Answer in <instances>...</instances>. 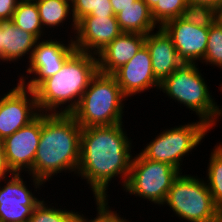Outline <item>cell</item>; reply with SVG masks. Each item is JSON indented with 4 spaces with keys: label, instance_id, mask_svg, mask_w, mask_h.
<instances>
[{
    "label": "cell",
    "instance_id": "cell-1",
    "mask_svg": "<svg viewBox=\"0 0 222 222\" xmlns=\"http://www.w3.org/2000/svg\"><path fill=\"white\" fill-rule=\"evenodd\" d=\"M123 126V127H122ZM123 123L82 128L77 175L86 180L94 198H107L116 177L124 188L132 162V141Z\"/></svg>",
    "mask_w": 222,
    "mask_h": 222
},
{
    "label": "cell",
    "instance_id": "cell-2",
    "mask_svg": "<svg viewBox=\"0 0 222 222\" xmlns=\"http://www.w3.org/2000/svg\"><path fill=\"white\" fill-rule=\"evenodd\" d=\"M82 127L71 114L42 113L40 142L32 169L34 191L58 173H77L80 163Z\"/></svg>",
    "mask_w": 222,
    "mask_h": 222
},
{
    "label": "cell",
    "instance_id": "cell-3",
    "mask_svg": "<svg viewBox=\"0 0 222 222\" xmlns=\"http://www.w3.org/2000/svg\"><path fill=\"white\" fill-rule=\"evenodd\" d=\"M97 72V55L76 50L58 73L34 90L40 113L70 114Z\"/></svg>",
    "mask_w": 222,
    "mask_h": 222
},
{
    "label": "cell",
    "instance_id": "cell-4",
    "mask_svg": "<svg viewBox=\"0 0 222 222\" xmlns=\"http://www.w3.org/2000/svg\"><path fill=\"white\" fill-rule=\"evenodd\" d=\"M126 100L112 74L97 72L70 114L82 128L119 124Z\"/></svg>",
    "mask_w": 222,
    "mask_h": 222
},
{
    "label": "cell",
    "instance_id": "cell-5",
    "mask_svg": "<svg viewBox=\"0 0 222 222\" xmlns=\"http://www.w3.org/2000/svg\"><path fill=\"white\" fill-rule=\"evenodd\" d=\"M197 66L198 63H183L160 83L159 90L168 98L196 112L199 119L213 128L217 124L216 121L221 119L222 108H219L210 95L212 93L209 86Z\"/></svg>",
    "mask_w": 222,
    "mask_h": 222
},
{
    "label": "cell",
    "instance_id": "cell-6",
    "mask_svg": "<svg viewBox=\"0 0 222 222\" xmlns=\"http://www.w3.org/2000/svg\"><path fill=\"white\" fill-rule=\"evenodd\" d=\"M165 204L188 222H222V212L214 204L206 181L198 176L181 172L168 190Z\"/></svg>",
    "mask_w": 222,
    "mask_h": 222
},
{
    "label": "cell",
    "instance_id": "cell-7",
    "mask_svg": "<svg viewBox=\"0 0 222 222\" xmlns=\"http://www.w3.org/2000/svg\"><path fill=\"white\" fill-rule=\"evenodd\" d=\"M210 129L212 128L201 119L174 128H166L149 144L147 143L140 153L151 161L167 163L181 172L182 159L199 144L201 145L202 139L211 131Z\"/></svg>",
    "mask_w": 222,
    "mask_h": 222
},
{
    "label": "cell",
    "instance_id": "cell-8",
    "mask_svg": "<svg viewBox=\"0 0 222 222\" xmlns=\"http://www.w3.org/2000/svg\"><path fill=\"white\" fill-rule=\"evenodd\" d=\"M180 173L177 168L167 163L151 161L139 153L132 158L123 190L161 207L168 190Z\"/></svg>",
    "mask_w": 222,
    "mask_h": 222
},
{
    "label": "cell",
    "instance_id": "cell-9",
    "mask_svg": "<svg viewBox=\"0 0 222 222\" xmlns=\"http://www.w3.org/2000/svg\"><path fill=\"white\" fill-rule=\"evenodd\" d=\"M67 42L64 44L63 41L54 40L52 37L42 41L39 39L28 61L26 76H29L26 77L23 73L24 76H20L18 83L34 91L45 79L58 73L65 61L76 51L73 38Z\"/></svg>",
    "mask_w": 222,
    "mask_h": 222
},
{
    "label": "cell",
    "instance_id": "cell-10",
    "mask_svg": "<svg viewBox=\"0 0 222 222\" xmlns=\"http://www.w3.org/2000/svg\"><path fill=\"white\" fill-rule=\"evenodd\" d=\"M39 114L35 92L17 83L7 94L0 96V139L28 125Z\"/></svg>",
    "mask_w": 222,
    "mask_h": 222
},
{
    "label": "cell",
    "instance_id": "cell-11",
    "mask_svg": "<svg viewBox=\"0 0 222 222\" xmlns=\"http://www.w3.org/2000/svg\"><path fill=\"white\" fill-rule=\"evenodd\" d=\"M41 130L42 113L28 125L2 140L6 162L13 173H28L32 169Z\"/></svg>",
    "mask_w": 222,
    "mask_h": 222
},
{
    "label": "cell",
    "instance_id": "cell-12",
    "mask_svg": "<svg viewBox=\"0 0 222 222\" xmlns=\"http://www.w3.org/2000/svg\"><path fill=\"white\" fill-rule=\"evenodd\" d=\"M1 181L5 185H0V222H28L42 200L27 187L21 173H13Z\"/></svg>",
    "mask_w": 222,
    "mask_h": 222
},
{
    "label": "cell",
    "instance_id": "cell-13",
    "mask_svg": "<svg viewBox=\"0 0 222 222\" xmlns=\"http://www.w3.org/2000/svg\"><path fill=\"white\" fill-rule=\"evenodd\" d=\"M121 33L116 17L86 15L76 23L70 38L77 51L97 55Z\"/></svg>",
    "mask_w": 222,
    "mask_h": 222
},
{
    "label": "cell",
    "instance_id": "cell-14",
    "mask_svg": "<svg viewBox=\"0 0 222 222\" xmlns=\"http://www.w3.org/2000/svg\"><path fill=\"white\" fill-rule=\"evenodd\" d=\"M126 98L141 94L151 88L159 90L152 69L151 55L144 44L137 54L112 74Z\"/></svg>",
    "mask_w": 222,
    "mask_h": 222
},
{
    "label": "cell",
    "instance_id": "cell-15",
    "mask_svg": "<svg viewBox=\"0 0 222 222\" xmlns=\"http://www.w3.org/2000/svg\"><path fill=\"white\" fill-rule=\"evenodd\" d=\"M162 28L171 37L183 63L202 62L206 53L209 28L198 27L180 17L169 20Z\"/></svg>",
    "mask_w": 222,
    "mask_h": 222
},
{
    "label": "cell",
    "instance_id": "cell-16",
    "mask_svg": "<svg viewBox=\"0 0 222 222\" xmlns=\"http://www.w3.org/2000/svg\"><path fill=\"white\" fill-rule=\"evenodd\" d=\"M145 45L150 52L154 76L159 83L183 64L171 37L162 27L146 35Z\"/></svg>",
    "mask_w": 222,
    "mask_h": 222
},
{
    "label": "cell",
    "instance_id": "cell-17",
    "mask_svg": "<svg viewBox=\"0 0 222 222\" xmlns=\"http://www.w3.org/2000/svg\"><path fill=\"white\" fill-rule=\"evenodd\" d=\"M146 35L122 32L97 54L98 72L113 74L132 59L145 44Z\"/></svg>",
    "mask_w": 222,
    "mask_h": 222
},
{
    "label": "cell",
    "instance_id": "cell-18",
    "mask_svg": "<svg viewBox=\"0 0 222 222\" xmlns=\"http://www.w3.org/2000/svg\"><path fill=\"white\" fill-rule=\"evenodd\" d=\"M38 39L31 33L23 31L11 20L2 21L0 26V61L17 62L28 56L30 60ZM19 59V60H18Z\"/></svg>",
    "mask_w": 222,
    "mask_h": 222
},
{
    "label": "cell",
    "instance_id": "cell-19",
    "mask_svg": "<svg viewBox=\"0 0 222 222\" xmlns=\"http://www.w3.org/2000/svg\"><path fill=\"white\" fill-rule=\"evenodd\" d=\"M115 16L122 32L147 35L159 28L152 17L151 9L143 0H137Z\"/></svg>",
    "mask_w": 222,
    "mask_h": 222
},
{
    "label": "cell",
    "instance_id": "cell-20",
    "mask_svg": "<svg viewBox=\"0 0 222 222\" xmlns=\"http://www.w3.org/2000/svg\"><path fill=\"white\" fill-rule=\"evenodd\" d=\"M39 11L40 20L43 30L45 28H56L66 22L72 20L71 33L76 32V23L72 15L71 0H35ZM70 17V18H68ZM72 17V18H71ZM67 19V20H66ZM48 26V27H47Z\"/></svg>",
    "mask_w": 222,
    "mask_h": 222
},
{
    "label": "cell",
    "instance_id": "cell-21",
    "mask_svg": "<svg viewBox=\"0 0 222 222\" xmlns=\"http://www.w3.org/2000/svg\"><path fill=\"white\" fill-rule=\"evenodd\" d=\"M11 21L23 31L33 34L38 40L44 36V30L35 0L18 1Z\"/></svg>",
    "mask_w": 222,
    "mask_h": 222
},
{
    "label": "cell",
    "instance_id": "cell-22",
    "mask_svg": "<svg viewBox=\"0 0 222 222\" xmlns=\"http://www.w3.org/2000/svg\"><path fill=\"white\" fill-rule=\"evenodd\" d=\"M210 155L205 180L214 204L222 212V142L214 146Z\"/></svg>",
    "mask_w": 222,
    "mask_h": 222
},
{
    "label": "cell",
    "instance_id": "cell-23",
    "mask_svg": "<svg viewBox=\"0 0 222 222\" xmlns=\"http://www.w3.org/2000/svg\"><path fill=\"white\" fill-rule=\"evenodd\" d=\"M180 18L198 27L209 28L218 20V10L206 4L188 2Z\"/></svg>",
    "mask_w": 222,
    "mask_h": 222
},
{
    "label": "cell",
    "instance_id": "cell-24",
    "mask_svg": "<svg viewBox=\"0 0 222 222\" xmlns=\"http://www.w3.org/2000/svg\"><path fill=\"white\" fill-rule=\"evenodd\" d=\"M75 23L86 15L116 17L110 0H71Z\"/></svg>",
    "mask_w": 222,
    "mask_h": 222
},
{
    "label": "cell",
    "instance_id": "cell-25",
    "mask_svg": "<svg viewBox=\"0 0 222 222\" xmlns=\"http://www.w3.org/2000/svg\"><path fill=\"white\" fill-rule=\"evenodd\" d=\"M202 63L222 69V23L219 20L209 27L207 48ZM220 88L222 90V87Z\"/></svg>",
    "mask_w": 222,
    "mask_h": 222
},
{
    "label": "cell",
    "instance_id": "cell-26",
    "mask_svg": "<svg viewBox=\"0 0 222 222\" xmlns=\"http://www.w3.org/2000/svg\"><path fill=\"white\" fill-rule=\"evenodd\" d=\"M187 3V0H160L151 9L152 17L162 27L169 20L181 17Z\"/></svg>",
    "mask_w": 222,
    "mask_h": 222
},
{
    "label": "cell",
    "instance_id": "cell-27",
    "mask_svg": "<svg viewBox=\"0 0 222 222\" xmlns=\"http://www.w3.org/2000/svg\"><path fill=\"white\" fill-rule=\"evenodd\" d=\"M47 205L44 199L33 210L28 222H68L77 212Z\"/></svg>",
    "mask_w": 222,
    "mask_h": 222
},
{
    "label": "cell",
    "instance_id": "cell-28",
    "mask_svg": "<svg viewBox=\"0 0 222 222\" xmlns=\"http://www.w3.org/2000/svg\"><path fill=\"white\" fill-rule=\"evenodd\" d=\"M95 204H97V216L95 218H86L83 214L81 215V222H130L128 219L119 216L117 211L111 210L108 205L107 198H94ZM89 220V221H88Z\"/></svg>",
    "mask_w": 222,
    "mask_h": 222
},
{
    "label": "cell",
    "instance_id": "cell-29",
    "mask_svg": "<svg viewBox=\"0 0 222 222\" xmlns=\"http://www.w3.org/2000/svg\"><path fill=\"white\" fill-rule=\"evenodd\" d=\"M18 0H0V19L11 20L16 9Z\"/></svg>",
    "mask_w": 222,
    "mask_h": 222
},
{
    "label": "cell",
    "instance_id": "cell-30",
    "mask_svg": "<svg viewBox=\"0 0 222 222\" xmlns=\"http://www.w3.org/2000/svg\"><path fill=\"white\" fill-rule=\"evenodd\" d=\"M13 174L11 169L8 167L6 158H5V150L3 148V142L0 139V183L1 180L10 177Z\"/></svg>",
    "mask_w": 222,
    "mask_h": 222
},
{
    "label": "cell",
    "instance_id": "cell-31",
    "mask_svg": "<svg viewBox=\"0 0 222 222\" xmlns=\"http://www.w3.org/2000/svg\"><path fill=\"white\" fill-rule=\"evenodd\" d=\"M137 0H110L114 14L124 10L127 6L132 5Z\"/></svg>",
    "mask_w": 222,
    "mask_h": 222
},
{
    "label": "cell",
    "instance_id": "cell-32",
    "mask_svg": "<svg viewBox=\"0 0 222 222\" xmlns=\"http://www.w3.org/2000/svg\"><path fill=\"white\" fill-rule=\"evenodd\" d=\"M187 2L206 4L216 8L217 10L220 8L222 4V0H187Z\"/></svg>",
    "mask_w": 222,
    "mask_h": 222
},
{
    "label": "cell",
    "instance_id": "cell-33",
    "mask_svg": "<svg viewBox=\"0 0 222 222\" xmlns=\"http://www.w3.org/2000/svg\"><path fill=\"white\" fill-rule=\"evenodd\" d=\"M147 6L152 9L160 0H143Z\"/></svg>",
    "mask_w": 222,
    "mask_h": 222
},
{
    "label": "cell",
    "instance_id": "cell-34",
    "mask_svg": "<svg viewBox=\"0 0 222 222\" xmlns=\"http://www.w3.org/2000/svg\"><path fill=\"white\" fill-rule=\"evenodd\" d=\"M68 222H81L80 212H77Z\"/></svg>",
    "mask_w": 222,
    "mask_h": 222
},
{
    "label": "cell",
    "instance_id": "cell-35",
    "mask_svg": "<svg viewBox=\"0 0 222 222\" xmlns=\"http://www.w3.org/2000/svg\"><path fill=\"white\" fill-rule=\"evenodd\" d=\"M218 20L222 23V4L218 9Z\"/></svg>",
    "mask_w": 222,
    "mask_h": 222
}]
</instances>
